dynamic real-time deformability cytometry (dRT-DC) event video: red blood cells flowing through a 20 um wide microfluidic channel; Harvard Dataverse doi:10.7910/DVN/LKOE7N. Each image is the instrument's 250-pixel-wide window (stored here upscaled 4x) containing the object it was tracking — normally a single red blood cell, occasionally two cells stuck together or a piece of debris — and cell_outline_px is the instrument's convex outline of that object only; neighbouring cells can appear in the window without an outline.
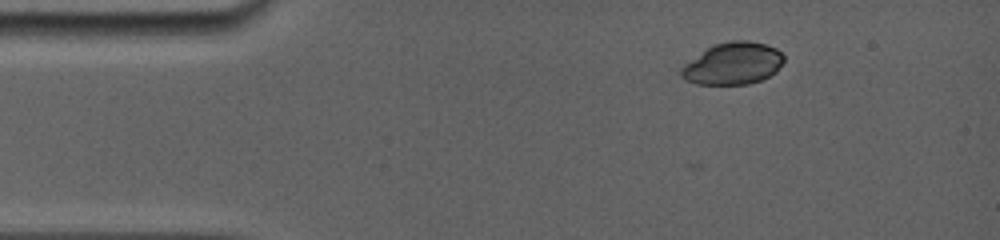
{"species": "common noctule bat (a hibernating species)", "species_latin": "Nyctalus noctula", "temperature_condition": "room temperature", "stored_images_in_passage": 43, "camera_frame_rate_fps": 5000, "um_per_image_px": 0.085, "animal": {"sex": "female", "body_mass_g": 19.0, "forearm_length_mm": 56.7}, "frame": {"image": 1, "passage_image": 1, "time_ms": 0.0, "image_size_px": [1000, 240], "cell_outline_px": [[784, 60], [776, 72], [760, 80], [748, 84], [696, 84], [684, 80], [680, 76], [680, 68], [684, 64], [708, 48], [716, 44], [732, 40], [748, 40], [764, 44], [776, 48], [784, 56]], "centroid_in_image_um": [62.29, 5.41], "position_along_channel_um": 22.7, "area_um2": 25.03}}
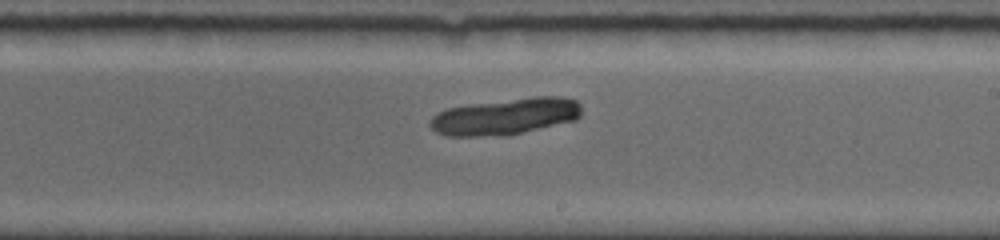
{"frame": {"image": 2, "passage_image": 24, "time_ms": 7.4, "image_size_px": [1000, 240], "cell_outline_px": [[580, 116], [576, 120], [508, 136], [448, 136], [436, 132], [428, 124], [432, 116], [436, 112], [448, 108], [468, 104], [532, 96], [560, 96], [576, 100], [580, 104]], "centroid_in_image_um": [42.95, 9.9], "position_along_channel_um": 246.1, "area_um2": 32.71}}
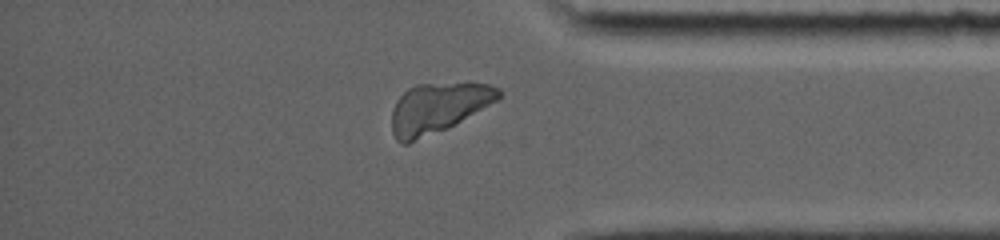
{"frame": {"image": 3, "passage_image": 41, "time_ms": 11.4, "image_size_px": [1000, 240], "cell_outline_px": [[504, 92], [496, 100], [448, 128], [408, 144], [400, 144], [396, 140], [392, 132], [392, 108], [396, 100], [408, 88], [416, 84], [492, 84], [500, 88]], "centroid_in_image_um": [37.19, 9.19], "position_along_channel_um": 398.0, "area_um2": 30.92}}